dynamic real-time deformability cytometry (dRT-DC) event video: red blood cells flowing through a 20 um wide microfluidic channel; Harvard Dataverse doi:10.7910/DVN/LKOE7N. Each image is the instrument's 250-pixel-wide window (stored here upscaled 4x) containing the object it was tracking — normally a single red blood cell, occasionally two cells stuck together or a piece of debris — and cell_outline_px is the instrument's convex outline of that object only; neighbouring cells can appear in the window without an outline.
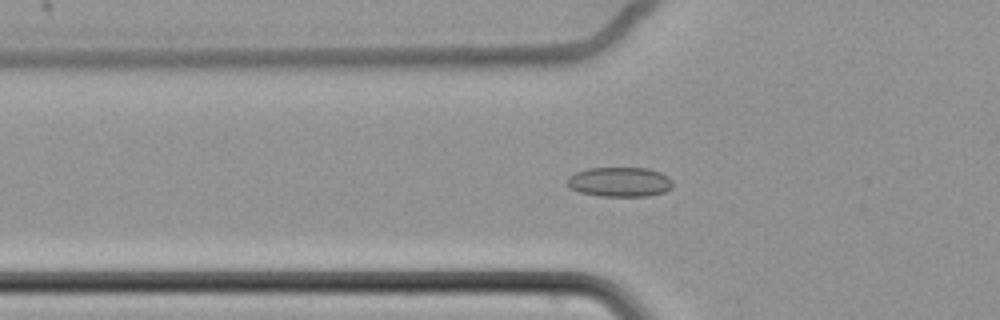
{"species": "common noctule bat (a hibernating species)", "species_latin": "Nyctalus noctula", "temperature_condition": "cold", "stored_images_in_passage": 66, "camera_frame_rate_fps": 3000, "um_per_image_px": 0.085, "animal": {"sex": "female", "body_mass_g": 22.7, "forearm_length_mm": 54.2}, "frame": {"image": 1, "passage_image": 26, "time_ms": 8.333, "image_size_px": [1000, 320], "cell_outline_px": [[672, 188], [664, 192], [648, 196], [600, 196], [580, 192], [572, 188], [568, 184], [568, 176], [576, 172], [588, 168], [648, 168], [660, 172], [668, 176], [672, 180]], "centroid_in_image_um": [52.71, 15.46], "position_along_channel_um": 73.1, "area_um2": 18.21}}
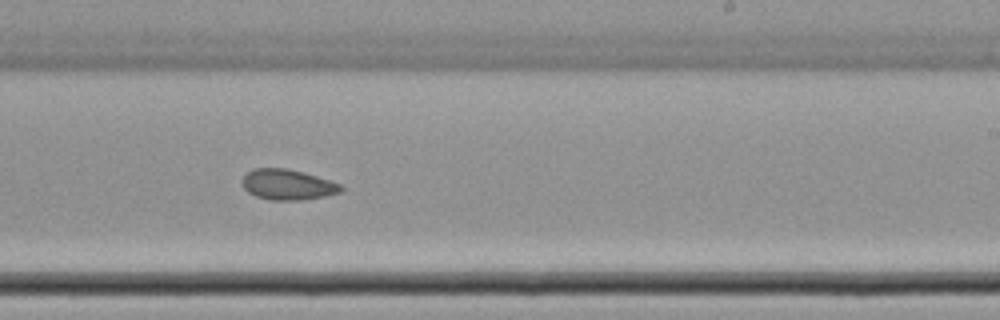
{"frame": {"image": 2, "passage_image": 43, "time_ms": 14.0, "image_size_px": [1000, 320], "cell_outline_px": [[344, 188], [340, 192], [324, 196], [304, 200], [272, 200], [256, 196], [248, 192], [244, 188], [244, 176], [252, 168], [288, 168], [304, 172], [340, 184]], "centroid_in_image_um": [24.46, 15.69], "position_along_channel_um": 264.5, "area_um2": 17.4}}
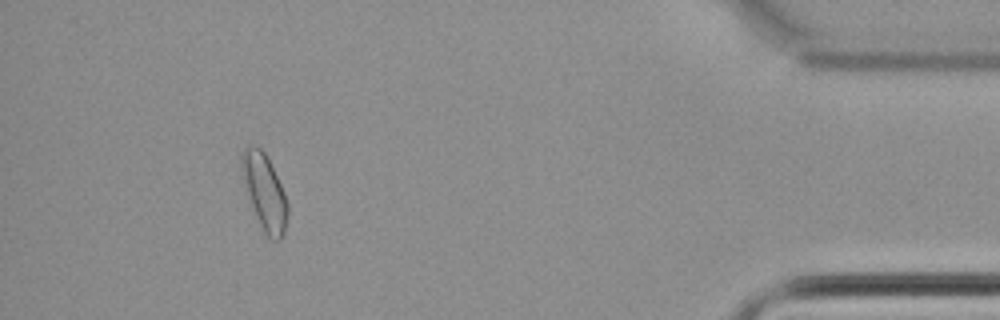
{"frame": {"image": 3, "passage_image": 61, "time_ms": 20.0, "image_size_px": [1000, 320], "cell_outline_px": [[288, 216], [284, 236], [280, 240], [276, 240], [268, 236], [264, 232], [260, 224], [248, 196], [240, 168], [240, 152], [248, 144], [252, 144], [260, 148], [264, 152], [284, 192], [288, 204]], "centroid_in_image_um": [22.47, 16.29], "position_along_channel_um": 412.7, "area_um2": 20.11}, "authors_computed_cell_mechanics": {"area_um2": 18.6116, "velocity_mm_per_s": 3.4069, "shape_relaxation_time_tau1_ms": 2.7603, "shape_relaxation_time_tau2_ms": 5.5859, "deformation_change_tau1": 0.0412, "deformation_change_tau2": 0.0884}}